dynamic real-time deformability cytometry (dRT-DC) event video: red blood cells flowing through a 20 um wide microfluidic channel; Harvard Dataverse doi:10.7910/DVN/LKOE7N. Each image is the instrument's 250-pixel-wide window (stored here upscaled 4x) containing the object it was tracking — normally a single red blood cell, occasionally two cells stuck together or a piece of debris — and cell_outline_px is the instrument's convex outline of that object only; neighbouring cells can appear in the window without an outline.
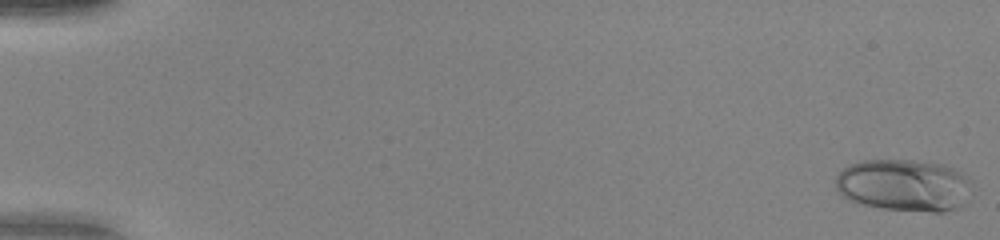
{"species": "human", "species_latin": "Homo sapiens", "temperature_condition": "warm", "stored_images_in_passage": 52, "camera_frame_rate_fps": 3000, "um_per_image_px": 0.085, "donor": {"sex": "female"}, "frame": {"image": 1, "passage_image": 1, "time_ms": 0.0, "image_size_px": [1000, 240], "cell_outline_px": [[972, 196], [956, 208], [944, 212], [932, 212], [880, 208], [848, 200], [840, 196], [836, 188], [836, 176], [848, 164], [860, 160], [912, 160], [944, 164], [964, 172], [972, 180]], "centroid_in_image_um": [76.89, 15.74], "position_along_channel_um": 8.1, "area_um2": 42.19}}
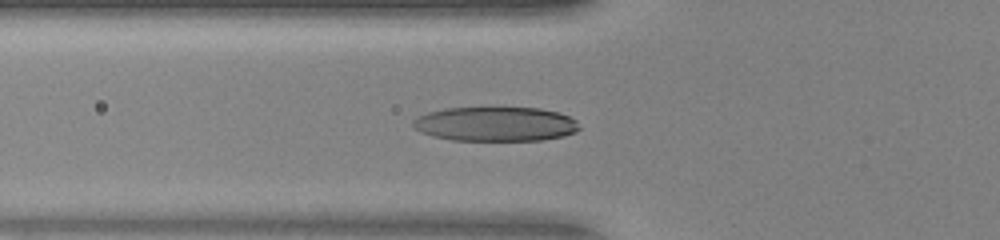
{"frame": {"image": 2, "passage_image": 20, "time_ms": 6.333, "image_size_px": [1000, 240], "cell_outline_px": [[580, 128], [576, 132], [564, 136], [540, 140], [452, 140], [432, 136], [420, 132], [412, 128], [412, 120], [416, 116], [428, 112], [444, 108], [540, 108], [560, 112], [576, 120]], "centroid_in_image_um": [42.09, 10.54], "position_along_channel_um": 83.7, "area_um2": 33.58}}
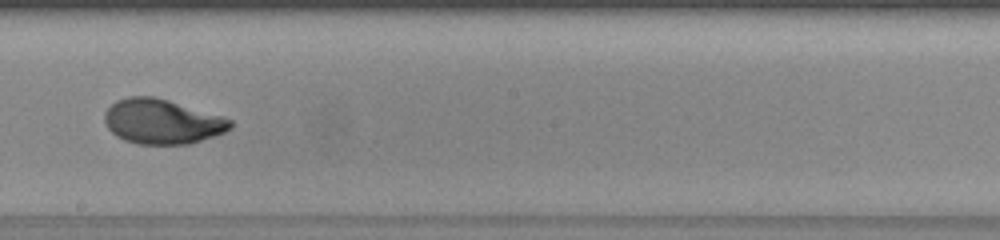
{"frame": {"image": 3, "passage_image": 31, "time_ms": 10.0, "image_size_px": [1000, 240], "cell_outline_px": [[232, 128], [216, 136], [188, 144], [136, 144], [124, 140], [116, 136], [108, 128], [104, 120], [104, 112], [116, 100], [128, 96], [152, 96], [168, 100], [224, 116], [232, 120]], "centroid_in_image_um": [13.78, 10.33], "position_along_channel_um": 234.4, "area_um2": 33.0}, "authors_computed_cell_mechanics": {"area_um2": 32.657, "velocity_mm_per_s": 4.1077, "shape_relaxation_time_tau1_ms": 3.6277, "shape_relaxation_time_tau2_ms": null, "deformation_change_tau1": 0.2326, "deformation_change_tau2": null}}